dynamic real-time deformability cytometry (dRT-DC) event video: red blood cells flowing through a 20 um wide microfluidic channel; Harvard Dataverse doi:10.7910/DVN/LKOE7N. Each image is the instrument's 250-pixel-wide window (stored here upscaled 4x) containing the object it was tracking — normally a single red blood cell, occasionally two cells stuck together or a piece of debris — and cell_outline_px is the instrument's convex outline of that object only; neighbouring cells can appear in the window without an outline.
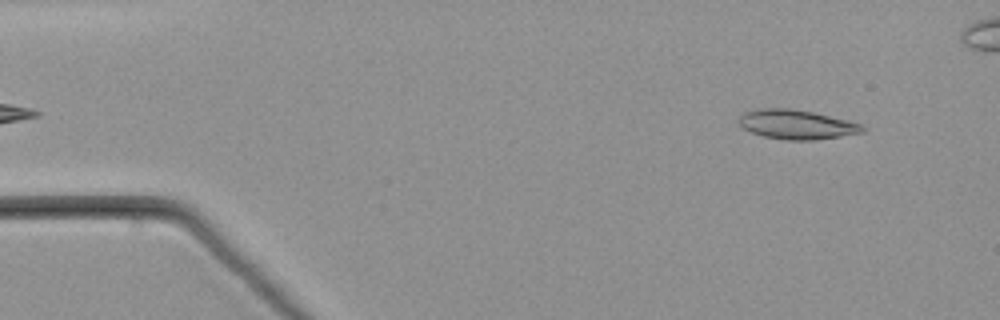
{"species": "common noctule bat (a hibernating species)", "species_latin": "Nyctalus noctula", "temperature_condition": "warm", "stored_images_in_passage": 48, "camera_frame_rate_fps": 3000, "um_per_image_px": 0.085, "animal": {"sex": "male", "body_mass_g": 21.5, "forearm_length_mm": 52.0}, "frame": {"image": 1, "passage_image": 4, "time_ms": 1.0, "image_size_px": [1000, 320], "cell_outline_px": [[868, 128], [864, 132], [816, 140], [784, 140], [764, 136], [752, 132], [744, 128], [736, 120], [744, 112], [756, 108], [792, 108], [812, 112], [848, 120], [860, 124]], "centroid_in_image_um": [67.71, 10.57], "position_along_channel_um": 17.3, "area_um2": 21.27}}
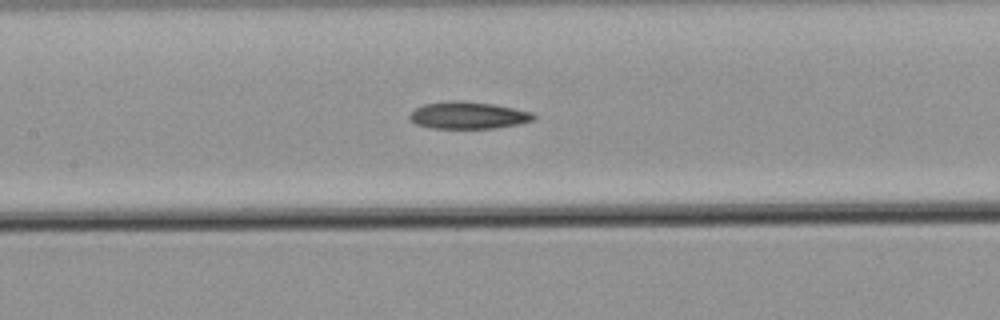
{"frame": {"image": 2, "passage_image": 24, "time_ms": 7.667, "image_size_px": [1000, 320], "cell_outline_px": [[536, 120], [520, 124], [496, 128], [428, 128], [416, 124], [408, 116], [416, 108], [424, 104], [452, 100], [460, 100], [492, 104], [532, 112], [536, 116]], "centroid_in_image_um": [39.82, 9.81], "position_along_channel_um": 167.6, "area_um2": 19.59}}
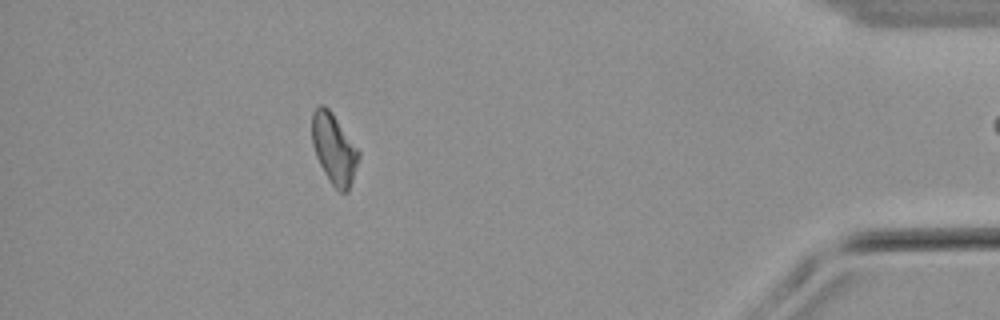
{"frame": {"image": 3, "passage_image": 47, "time_ms": 15.333, "image_size_px": [1000, 320], "cell_outline_px": [[360, 156], [348, 192], [340, 192], [328, 180], [316, 156], [312, 144], [312, 112], [320, 104], [324, 104], [332, 112], [360, 152]], "centroid_in_image_um": [28.38, 12.64], "position_along_channel_um": 406.8, "area_um2": 19.02}}